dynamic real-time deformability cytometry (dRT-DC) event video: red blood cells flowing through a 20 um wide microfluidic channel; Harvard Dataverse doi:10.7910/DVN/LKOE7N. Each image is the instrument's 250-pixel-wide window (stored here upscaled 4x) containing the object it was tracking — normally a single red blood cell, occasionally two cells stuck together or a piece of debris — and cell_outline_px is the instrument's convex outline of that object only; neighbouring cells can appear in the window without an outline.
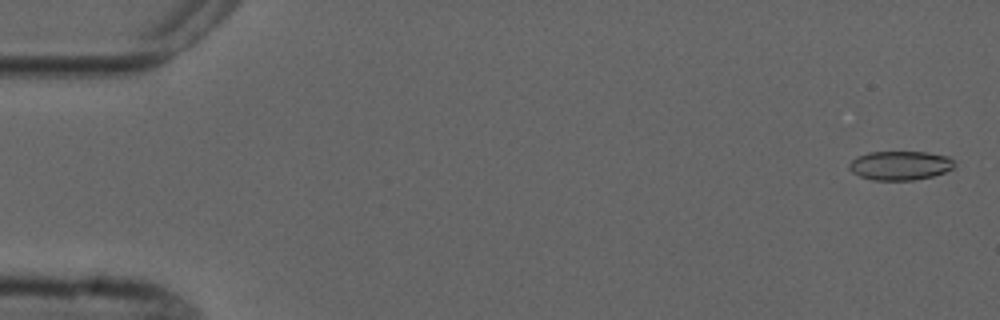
{"species": "common noctule bat (a hibernating species)", "species_latin": "Nyctalus noctula", "temperature_condition": "cold", "stored_images_in_passage": 5, "camera_frame_rate_fps": 3000, "um_per_image_px": 0.085, "animal": {"sex": "male", "forearm_length_mm": 52.5}, "frame": {"image": 1, "passage_image": 1, "time_ms": 0.0, "image_size_px": [1000, 320], "cell_outline_px": [[956, 164], [952, 168], [944, 172], [932, 176], [912, 180], [872, 180], [860, 176], [852, 172], [848, 168], [848, 164], [856, 156], [868, 152], [928, 152], [948, 156]], "centroid_in_image_um": [76.48, 14.06], "position_along_channel_um": 8.5, "area_um2": 17.86}}
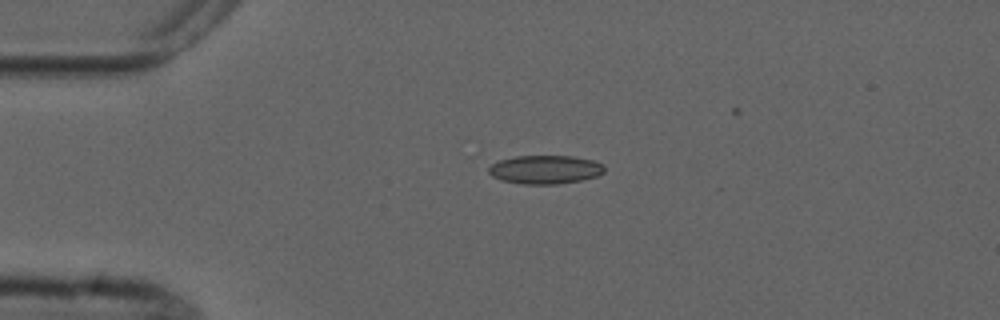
{"frame": {"image": 2, "passage_image": 4, "time_ms": 3.667, "image_size_px": [1000, 320], "cell_outline_px": [[604, 172], [596, 176], [580, 180], [556, 184], [524, 184], [500, 180], [492, 176], [488, 172], [488, 168], [492, 164], [500, 160], [516, 156], [572, 156], [592, 160], [604, 164]], "centroid_in_image_um": [46.33, 14.41], "position_along_channel_um": 38.7, "area_um2": 19.19}}